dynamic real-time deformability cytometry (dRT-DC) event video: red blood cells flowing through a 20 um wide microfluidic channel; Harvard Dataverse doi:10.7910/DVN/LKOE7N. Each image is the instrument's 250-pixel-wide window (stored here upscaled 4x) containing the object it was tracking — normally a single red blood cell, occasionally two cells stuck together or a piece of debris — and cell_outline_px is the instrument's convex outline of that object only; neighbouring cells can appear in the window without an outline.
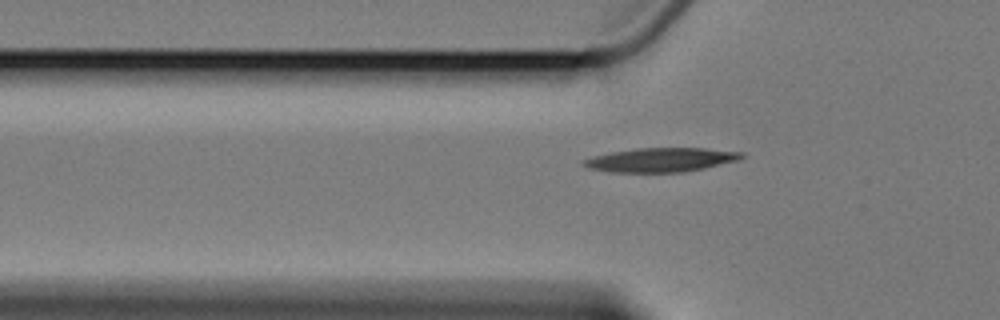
{"species": "Egyptian fruit bat (a non-hibernating species)", "species_latin": "Rousettus aegyptiacus", "temperature_condition": "cold", "stored_images_in_passage": 4, "segment_of_instrument_passage": [2, 2], "camera_frame_rate_fps": 3000, "um_per_image_px": 0.085, "animal": {"sex": "female"}, "frame": {"image": 1, "passage_image": 4, "time_ms": 3.667, "image_size_px": [1000, 320], "cell_outline_px": [[744, 156], [740, 160], [704, 168], [684, 172], [608, 172], [588, 168], [580, 164], [580, 160], [592, 156], [612, 152], [636, 148], [704, 148], [744, 152]], "centroid_in_image_um": [56.14, 13.59], "position_along_channel_um": 69.7, "area_um2": 22.37}}